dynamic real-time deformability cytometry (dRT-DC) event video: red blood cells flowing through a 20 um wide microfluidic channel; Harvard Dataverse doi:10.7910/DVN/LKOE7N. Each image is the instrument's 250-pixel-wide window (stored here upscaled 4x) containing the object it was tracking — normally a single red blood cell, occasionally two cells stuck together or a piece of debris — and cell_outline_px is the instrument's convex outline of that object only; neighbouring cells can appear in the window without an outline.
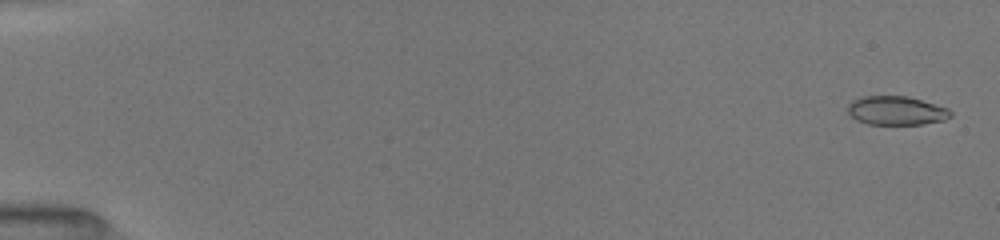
{"species": "common noctule bat (a hibernating species)", "species_latin": "Nyctalus noctula", "temperature_condition": "room temperature", "stored_images_in_passage": 24, "camera_frame_rate_fps": 3000, "um_per_image_px": 0.085, "animal": {"sex": "female", "body_mass_g": 19.5, "forearm_length_mm": 54.1}, "frame": {"image": 1, "passage_image": 2, "time_ms": 0.333, "image_size_px": [1000, 240], "cell_outline_px": [[952, 116], [944, 120], [924, 124], [868, 124], [856, 120], [848, 112], [848, 104], [852, 100], [860, 96], [908, 96], [948, 108], [952, 112]], "centroid_in_image_um": [76.18, 9.4], "position_along_channel_um": 8.8, "area_um2": 17.34}}
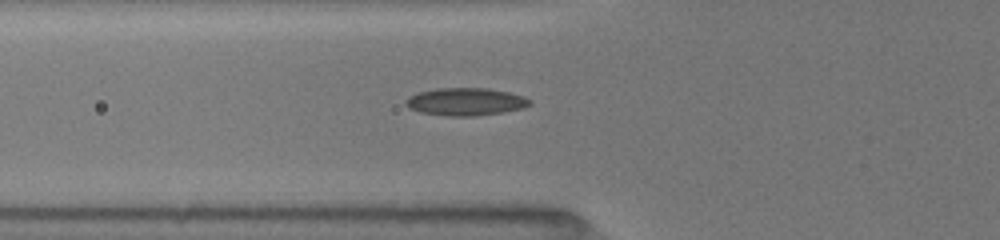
{"frame": {"image": 2, "passage_image": 21, "time_ms": 6.333, "image_size_px": [1000, 240], "cell_outline_px": [[532, 104], [524, 108], [504, 112], [476, 116], [448, 116], [420, 112], [408, 108], [404, 104], [404, 100], [408, 96], [416, 92], [436, 88], [488, 88], [508, 92], [524, 96], [532, 100]], "centroid_in_image_um": [39.56, 8.64], "position_along_channel_um": 86.2, "area_um2": 20.35}}
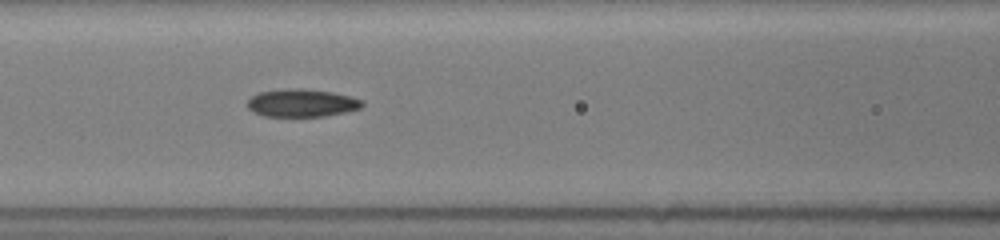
{"frame": {"image": 3, "passage_image": 24, "time_ms": 7.667, "image_size_px": [1000, 240], "cell_outline_px": [[364, 104], [360, 108], [344, 112], [324, 116], [264, 116], [252, 112], [248, 108], [248, 100], [252, 96], [260, 92], [284, 88], [300, 88], [332, 92], [364, 100]], "centroid_in_image_um": [25.63, 8.75], "position_along_channel_um": 141.0, "area_um2": 18.55}}